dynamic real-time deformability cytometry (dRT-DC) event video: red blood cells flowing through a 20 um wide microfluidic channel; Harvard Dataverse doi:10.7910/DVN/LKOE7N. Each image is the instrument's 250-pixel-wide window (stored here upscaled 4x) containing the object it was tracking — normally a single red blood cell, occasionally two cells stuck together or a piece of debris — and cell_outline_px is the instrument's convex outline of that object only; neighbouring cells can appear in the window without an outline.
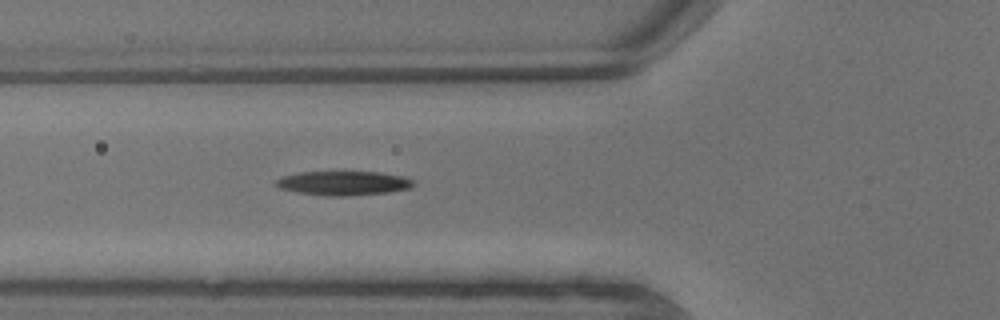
{"species": "common noctule bat (a hibernating species)", "species_latin": "Nyctalus noctula", "temperature_condition": "warm", "stored_images_in_passage": 4, "camera_frame_rate_fps": 3000, "um_per_image_px": 0.085, "animal": {"sex": "male", "body_mass_g": 13.3}, "frame": {"image": 1, "passage_image": 4, "time_ms": 1.0, "image_size_px": [1000, 320], "cell_outline_px": [[412, 184], [408, 188], [388, 192], [348, 196], [324, 196], [296, 192], [280, 188], [276, 184], [276, 180], [284, 176], [300, 172], [380, 172], [400, 176], [412, 180]], "centroid_in_image_um": [29.14, 15.57], "position_along_channel_um": 96.7, "area_um2": 19.07}}